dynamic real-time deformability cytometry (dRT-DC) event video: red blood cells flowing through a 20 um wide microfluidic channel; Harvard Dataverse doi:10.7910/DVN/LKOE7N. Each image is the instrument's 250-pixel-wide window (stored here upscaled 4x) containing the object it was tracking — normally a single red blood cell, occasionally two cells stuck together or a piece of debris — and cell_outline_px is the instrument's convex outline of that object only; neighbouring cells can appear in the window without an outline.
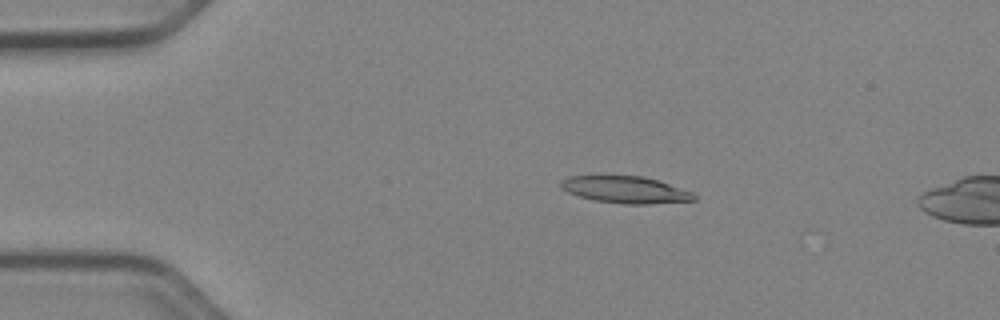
{"species": "Egyptian fruit bat (a non-hibernating species)", "species_latin": "Rousettus aegyptiacus", "temperature_condition": "cold", "stored_images_in_passage": 15, "camera_frame_rate_fps": 3000, "um_per_image_px": 0.085, "animal": {"sex": "female"}, "frame": {"image": 1, "passage_image": 10, "time_ms": 3.0, "image_size_px": [1000, 320], "cell_outline_px": [[696, 200], [648, 204], [624, 204], [596, 200], [580, 196], [568, 192], [560, 188], [560, 180], [568, 176], [644, 176], [692, 192], [696, 196]], "centroid_in_image_um": [53.14, 16.12], "position_along_channel_um": 31.9, "area_um2": 20.63}}